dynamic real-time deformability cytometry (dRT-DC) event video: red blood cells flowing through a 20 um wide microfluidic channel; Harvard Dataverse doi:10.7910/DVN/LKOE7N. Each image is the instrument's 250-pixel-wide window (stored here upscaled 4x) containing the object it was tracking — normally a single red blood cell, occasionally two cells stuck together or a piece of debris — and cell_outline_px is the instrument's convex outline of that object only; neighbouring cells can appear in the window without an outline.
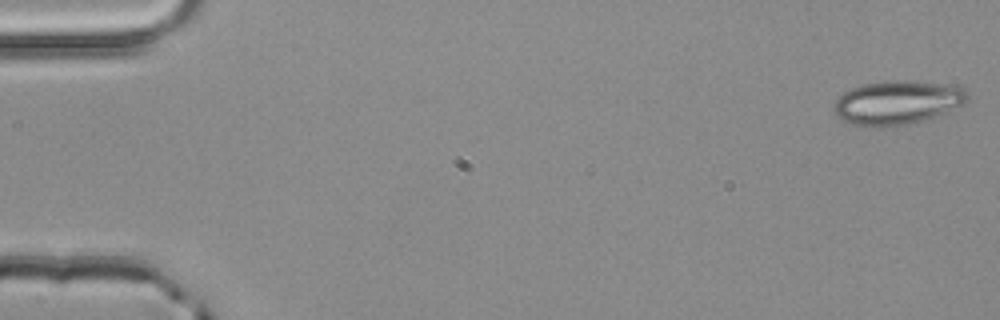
{"species": "common noctule bat (a hibernating species)", "species_latin": "Nyctalus noctula", "temperature_condition": "room temperature", "stored_images_in_passage": 52, "camera_frame_rate_fps": 3000, "um_per_image_px": 0.085, "animal": {"sex": "male", "body_mass_g": 20.4}, "frame": {"image": 1, "passage_image": 1, "time_ms": 0.0, "image_size_px": [1000, 320], "cell_outline_px": [[968, 96], [964, 104], [944, 112], [908, 124], [876, 128], [868, 128], [852, 124], [836, 116], [832, 104], [844, 92], [852, 88], [864, 84], [896, 80], [904, 80], [956, 84], [964, 88]], "centroid_in_image_um": [76.25, 8.71], "position_along_channel_um": 8.8, "area_um2": 34.16}}
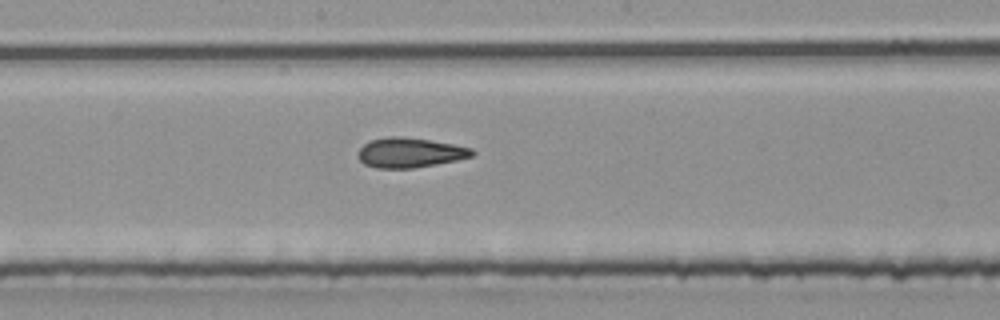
{"frame": {"image": 2, "passage_image": 28, "time_ms": 9.0, "image_size_px": [1000, 320], "cell_outline_px": [[476, 152], [472, 156], [456, 160], [436, 164], [412, 168], [376, 168], [364, 164], [356, 156], [360, 148], [368, 140], [388, 136], [400, 136], [428, 140], [452, 144], [472, 148]], "centroid_in_image_um": [34.8, 12.97], "position_along_channel_um": 213.4, "area_um2": 19.83}}
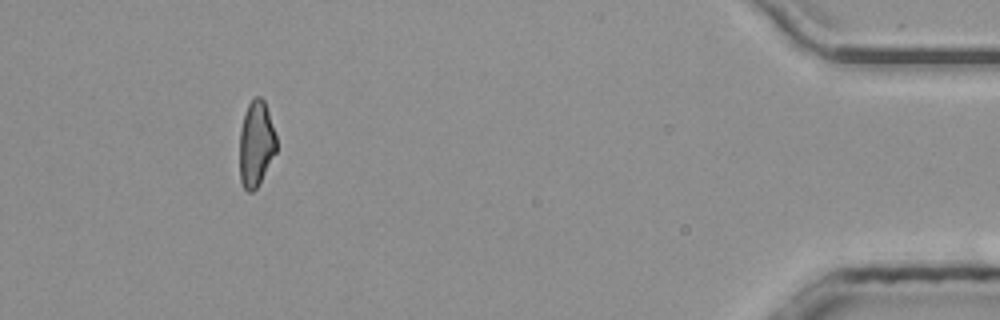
{"frame": {"image": 3, "passage_image": 48, "time_ms": 15.667, "image_size_px": [1000, 320], "cell_outline_px": [[276, 152], [260, 184], [252, 192], [248, 192], [244, 188], [240, 180], [240, 128], [244, 112], [248, 104], [256, 96], [260, 96], [264, 100], [276, 136]], "centroid_in_image_um": [21.76, 12.24], "position_along_channel_um": 413.4, "area_um2": 18.44}, "authors_computed_cell_mechanics": {"area_um2": 19.9121, "velocity_mm_per_s": 4.0172, "shape_relaxation_time_tau1_ms": null, "shape_relaxation_time_tau2_ms": 2.359, "deformation_change_tau1": null, "deformation_change_tau2": 0.1102}}